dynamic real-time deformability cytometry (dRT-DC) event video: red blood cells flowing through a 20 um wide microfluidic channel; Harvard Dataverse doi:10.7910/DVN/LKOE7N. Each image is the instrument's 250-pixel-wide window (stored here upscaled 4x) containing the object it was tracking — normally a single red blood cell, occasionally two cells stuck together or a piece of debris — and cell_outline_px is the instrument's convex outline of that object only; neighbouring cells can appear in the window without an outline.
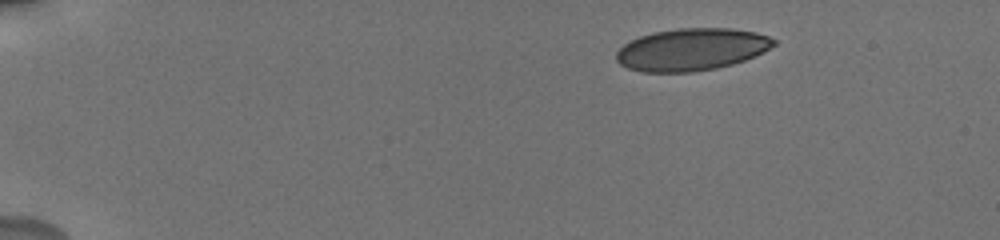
{"species": "human", "species_latin": "Homo sapiens", "temperature_condition": "cold", "stored_images_in_passage": 63, "camera_frame_rate_fps": 3000, "um_per_image_px": 0.085, "donor": {"sex": "male"}, "frame": {"image": 1, "passage_image": 1, "time_ms": 0.0, "image_size_px": [1000, 240], "cell_outline_px": [[776, 44], [764, 52], [744, 60], [732, 64], [716, 68], [692, 72], [644, 72], [628, 68], [620, 64], [616, 60], [616, 52], [624, 44], [640, 36], [652, 32], [676, 28], [732, 28], [756, 32], [768, 36], [776, 40]], "centroid_in_image_um": [58.79, 4.2], "position_along_channel_um": 26.2, "area_um2": 38.84}}
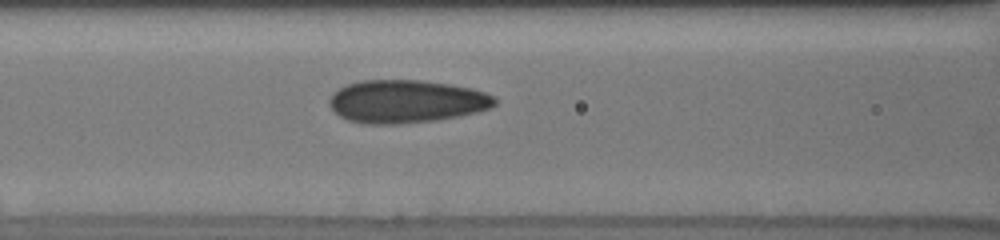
{"frame": {"image": 2, "passage_image": 23, "time_ms": 5.667, "image_size_px": [1000, 240], "cell_outline_px": [[496, 104], [492, 108], [460, 116], [436, 120], [400, 124], [364, 124], [348, 120], [340, 116], [328, 104], [328, 100], [332, 92], [348, 84], [360, 80], [420, 80], [448, 84], [472, 88], [484, 92], [492, 96], [496, 100]], "centroid_in_image_um": [34.52, 8.62], "position_along_channel_um": 132.1, "area_um2": 41.56}}
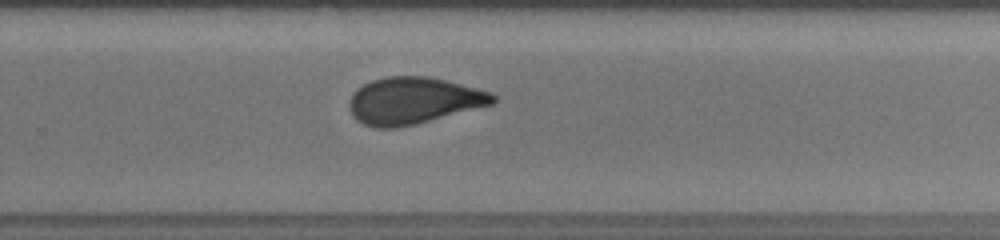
{"frame": {"image": 3, "passage_image": 40, "time_ms": 10.0, "image_size_px": [1000, 240], "cell_outline_px": [[496, 100], [492, 104], [416, 124], [396, 128], [376, 128], [364, 124], [356, 120], [352, 116], [348, 108], [348, 104], [352, 92], [356, 88], [372, 80], [388, 76], [428, 76], [492, 92], [496, 96]], "centroid_in_image_um": [35.09, 8.56], "position_along_channel_um": 294.7, "area_um2": 39.19}, "authors_computed_cell_mechanics": {"area_um2": 39.593, "velocity_mm_per_s": 3.7654, "shape_relaxation_time_tau1_ms": 8.9033, "shape_relaxation_time_tau2_ms": 1.2172, "deformation_change_tau1": 0.198, "deformation_change_tau2": 0.0687}}